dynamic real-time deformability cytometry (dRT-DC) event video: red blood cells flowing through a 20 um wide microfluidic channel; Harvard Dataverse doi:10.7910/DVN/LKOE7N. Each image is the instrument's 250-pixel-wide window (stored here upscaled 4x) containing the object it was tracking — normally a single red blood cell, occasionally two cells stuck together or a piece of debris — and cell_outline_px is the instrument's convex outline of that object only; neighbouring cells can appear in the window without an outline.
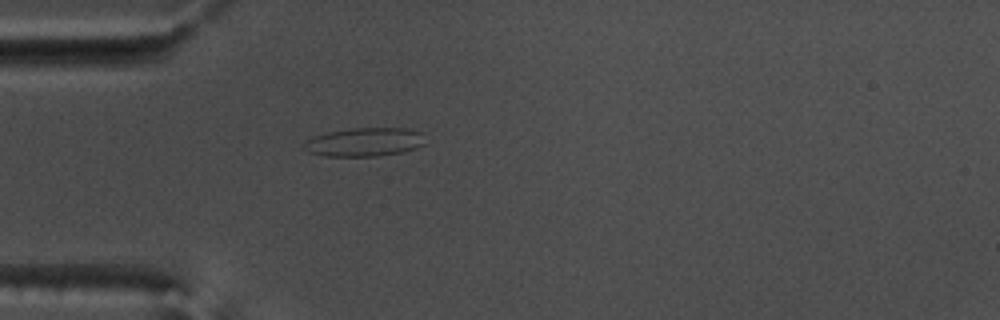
{"species": "common noctule bat (a hibernating species)", "species_latin": "Nyctalus noctula", "temperature_condition": "warm", "stored_images_in_passage": 54, "camera_frame_rate_fps": 3000, "um_per_image_px": 0.085, "animal": {"sex": "male", "body_mass_g": 17.5, "forearm_length_mm": 52.3}, "frame": {"image": 1, "passage_image": 16, "time_ms": 5.0, "image_size_px": [1000, 320], "cell_outline_px": [[424, 144], [416, 148], [404, 152], [380, 156], [324, 156], [308, 152], [300, 144], [304, 140], [312, 136], [328, 132], [352, 128], [404, 128], [424, 132]], "centroid_in_image_um": [30.96, 12.07], "position_along_channel_um": 54.0, "area_um2": 20.63}}
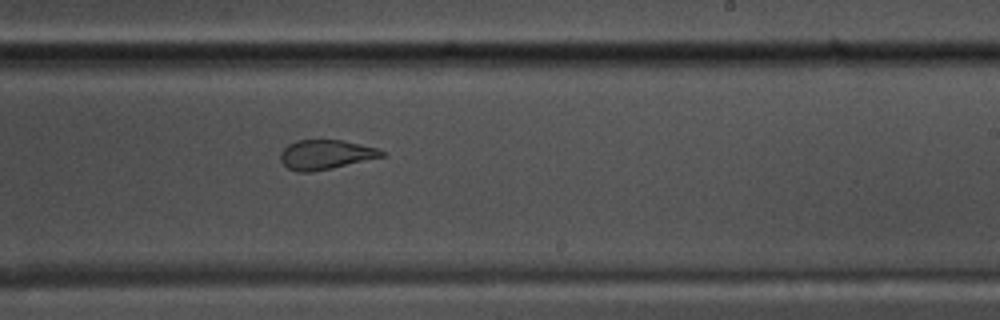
{"frame": {"image": 2, "passage_image": 33, "time_ms": 10.667, "image_size_px": [1000, 320], "cell_outline_px": [[384, 156], [332, 168], [312, 172], [296, 172], [288, 168], [280, 160], [280, 152], [288, 144], [296, 140], [340, 140], [360, 144], [376, 148], [384, 152]], "centroid_in_image_um": [27.63, 13.14], "position_along_channel_um": 261.4, "area_um2": 17.28}}
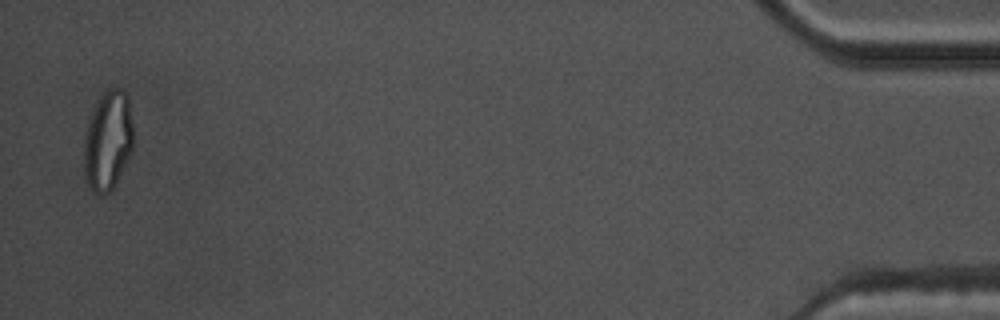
{"frame": {"image": 3, "passage_image": 53, "time_ms": 17.333, "image_size_px": [1000, 320], "cell_outline_px": [[132, 148], [112, 188], [104, 196], [96, 192], [88, 184], [84, 172], [84, 136], [92, 112], [100, 96], [104, 92], [112, 88], [124, 88], [128, 96], [132, 124]], "centroid_in_image_um": [9.16, 11.91], "position_along_channel_um": 426.0, "area_um2": 28.03}, "authors_computed_cell_mechanics": {"area_um2": 20.808, "velocity_mm_per_s": 3.7845, "shape_relaxation_time_tau1_ms": null, "shape_relaxation_time_tau2_ms": 1.2519, "deformation_change_tau1": null, "deformation_change_tau2": 0.0983}}